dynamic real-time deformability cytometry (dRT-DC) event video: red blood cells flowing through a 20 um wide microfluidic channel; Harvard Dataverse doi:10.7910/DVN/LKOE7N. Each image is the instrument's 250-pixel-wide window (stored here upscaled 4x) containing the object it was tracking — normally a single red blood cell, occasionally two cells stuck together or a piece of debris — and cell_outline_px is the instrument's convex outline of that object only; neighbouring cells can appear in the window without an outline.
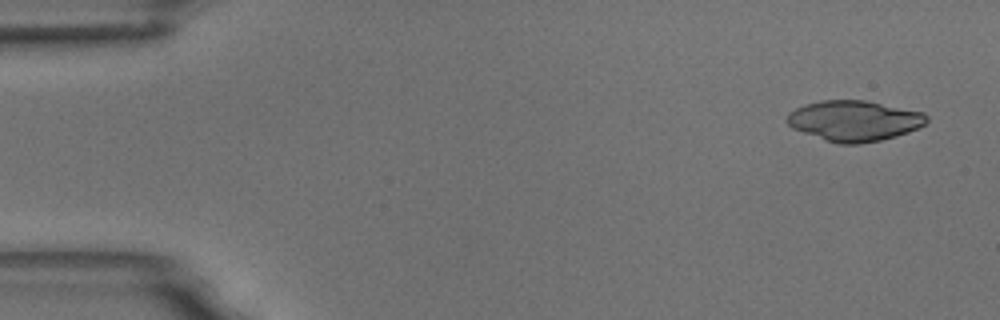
{"species": "common noctule bat (a hibernating species)", "species_latin": "Nyctalus noctula", "temperature_condition": "room temperature", "stored_images_in_passage": 6, "camera_frame_rate_fps": 3000, "um_per_image_px": 0.085, "animal": {"sex": "male", "body_mass_g": 18.8}, "frame": {"image": 1, "passage_image": 1, "time_ms": 0.0, "image_size_px": [1000, 320], "cell_outline_px": [[928, 120], [924, 124], [908, 132], [896, 136], [880, 140], [860, 144], [840, 144], [824, 140], [792, 128], [784, 120], [788, 112], [804, 104], [820, 100], [864, 100], [924, 112], [928, 116]], "centroid_in_image_um": [72.57, 10.26], "position_along_channel_um": 12.4, "area_um2": 33.12}}